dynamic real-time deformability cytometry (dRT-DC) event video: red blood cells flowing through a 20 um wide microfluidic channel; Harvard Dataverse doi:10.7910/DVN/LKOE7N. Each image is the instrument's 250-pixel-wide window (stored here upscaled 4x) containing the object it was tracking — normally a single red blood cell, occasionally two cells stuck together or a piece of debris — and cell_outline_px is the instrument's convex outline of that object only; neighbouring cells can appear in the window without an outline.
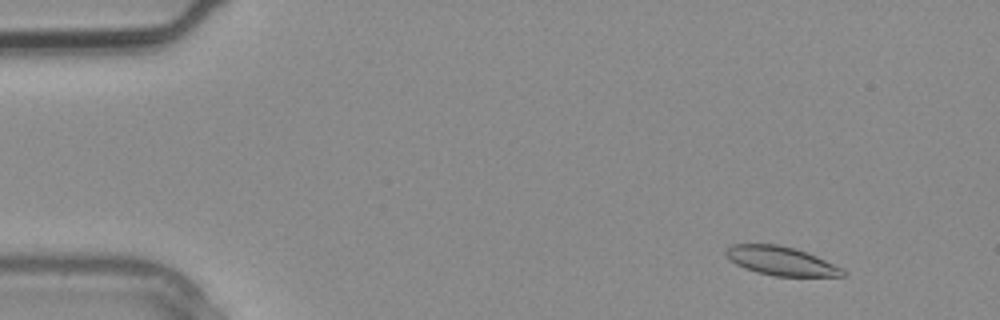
{"species": "common noctule bat (a hibernating species)", "species_latin": "Nyctalus noctula", "temperature_condition": "warm", "stored_images_in_passage": 4, "camera_frame_rate_fps": 3000, "um_per_image_px": 0.085, "animal": {"sex": "male", "body_mass_g": 20.4}, "frame": {"image": 1, "passage_image": 1, "time_ms": 0.0, "image_size_px": [1000, 320], "cell_outline_px": [[844, 276], [776, 276], [756, 272], [744, 268], [736, 264], [724, 252], [732, 244], [776, 244], [792, 248], [816, 256], [844, 268]], "centroid_in_image_um": [66.39, 22.18], "position_along_channel_um": 18.6, "area_um2": 19.31}}
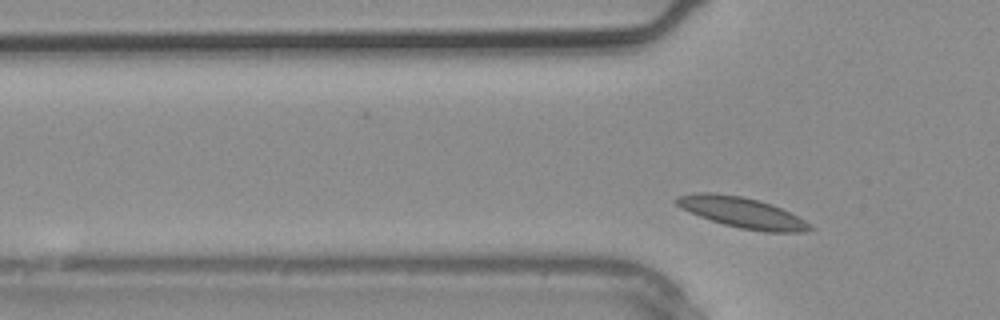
{"frame": {"image": 2, "passage_image": 4, "time_ms": 1.0, "image_size_px": [1000, 320], "cell_outline_px": [[816, 228], [804, 232], [764, 232], [740, 228], [724, 224], [700, 216], [680, 208], [672, 200], [676, 196], [700, 192], [712, 192], [744, 196], [760, 200], [772, 204], [804, 220]], "centroid_in_image_um": [63.06, 18.05], "position_along_channel_um": 62.7, "area_um2": 23.87}}